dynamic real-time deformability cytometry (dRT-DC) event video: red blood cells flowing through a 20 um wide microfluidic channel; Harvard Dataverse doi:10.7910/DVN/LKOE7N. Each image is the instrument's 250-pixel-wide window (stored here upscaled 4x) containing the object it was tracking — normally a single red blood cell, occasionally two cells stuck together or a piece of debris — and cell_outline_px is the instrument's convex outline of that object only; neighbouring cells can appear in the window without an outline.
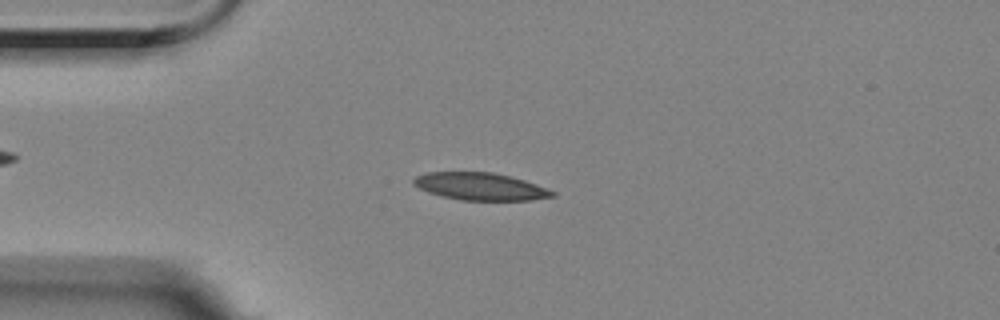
{"species": "Egyptian fruit bat (a non-hibernating species)", "species_latin": "Rousettus aegyptiacus", "temperature_condition": "room temperature", "stored_images_in_passage": 19, "camera_frame_rate_fps": 3000, "um_per_image_px": 0.085, "animal": {"sex": "female"}, "frame": {"image": 1, "passage_image": 13, "time_ms": 4.0, "image_size_px": [1000, 320], "cell_outline_px": [[556, 196], [532, 200], [460, 200], [440, 196], [428, 192], [412, 184], [412, 180], [416, 176], [428, 172], [492, 172], [512, 176], [536, 184], [556, 192]], "centroid_in_image_um": [40.83, 15.85], "position_along_channel_um": 44.2, "area_um2": 22.25}}
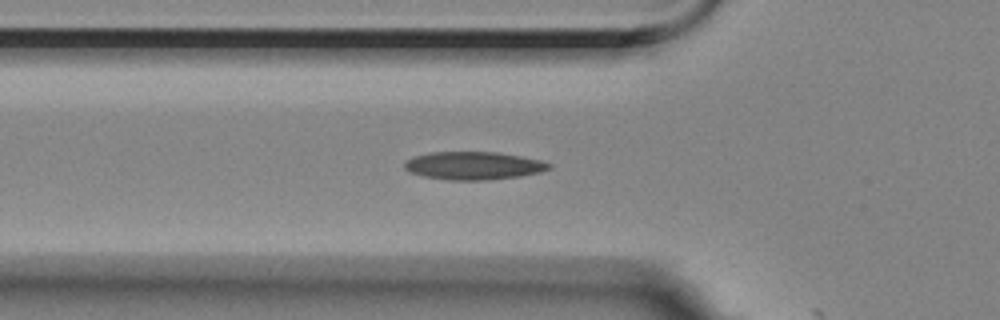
{"frame": {"image": 2, "passage_image": 18, "time_ms": 5.667, "image_size_px": [1000, 320], "cell_outline_px": [[552, 168], [540, 172], [520, 176], [488, 180], [448, 180], [424, 176], [408, 172], [404, 168], [404, 164], [412, 156], [432, 152], [496, 152], [520, 156], [540, 160], [552, 164]], "centroid_in_image_um": [40.25, 14.08], "position_along_channel_um": 85.6, "area_um2": 23.58}}